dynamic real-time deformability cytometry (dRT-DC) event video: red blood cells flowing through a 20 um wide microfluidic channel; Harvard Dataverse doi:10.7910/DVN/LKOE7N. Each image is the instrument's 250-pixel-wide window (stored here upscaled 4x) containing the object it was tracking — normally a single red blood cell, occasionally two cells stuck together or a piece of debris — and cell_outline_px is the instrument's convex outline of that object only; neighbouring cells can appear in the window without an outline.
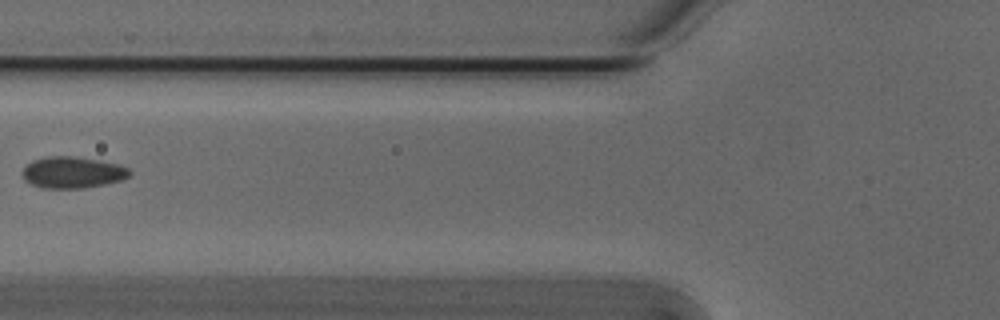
{"species": "Egyptian fruit bat (a non-hibernating species)", "species_latin": "Rousettus aegyptiacus", "temperature_condition": "cold", "stored_images_in_passage": 5, "camera_frame_rate_fps": 3000, "um_per_image_px": 0.085, "animal": {"sex": "male"}, "frame": {"image": 1, "passage_image": 4, "time_ms": 1.0, "image_size_px": [1000, 320], "cell_outline_px": [[132, 172], [128, 176], [120, 180], [104, 184], [84, 188], [40, 188], [24, 180], [20, 172], [32, 160], [44, 156], [76, 156], [100, 160], [120, 164], [128, 168]], "centroid_in_image_um": [6.14, 14.64], "position_along_channel_um": 119.7, "area_um2": 19.88}}